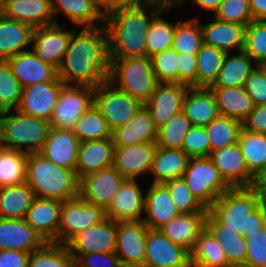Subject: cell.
<instances>
[{"label":"cell","mask_w":266,"mask_h":267,"mask_svg":"<svg viewBox=\"0 0 266 267\" xmlns=\"http://www.w3.org/2000/svg\"><path fill=\"white\" fill-rule=\"evenodd\" d=\"M57 76L66 85L74 83L92 88L108 80L109 56L104 25L82 27L78 34L75 30L72 32Z\"/></svg>","instance_id":"obj_1"},{"label":"cell","mask_w":266,"mask_h":267,"mask_svg":"<svg viewBox=\"0 0 266 267\" xmlns=\"http://www.w3.org/2000/svg\"><path fill=\"white\" fill-rule=\"evenodd\" d=\"M161 10L151 4L138 8L117 9L105 14L104 26L107 32L109 59L147 56V32L152 19Z\"/></svg>","instance_id":"obj_2"},{"label":"cell","mask_w":266,"mask_h":267,"mask_svg":"<svg viewBox=\"0 0 266 267\" xmlns=\"http://www.w3.org/2000/svg\"><path fill=\"white\" fill-rule=\"evenodd\" d=\"M208 211L240 236L254 232L266 224V203L250 187H231L221 194Z\"/></svg>","instance_id":"obj_3"},{"label":"cell","mask_w":266,"mask_h":267,"mask_svg":"<svg viewBox=\"0 0 266 267\" xmlns=\"http://www.w3.org/2000/svg\"><path fill=\"white\" fill-rule=\"evenodd\" d=\"M25 182L38 198L66 201L79 196L75 172L52 163L40 152L27 154Z\"/></svg>","instance_id":"obj_4"},{"label":"cell","mask_w":266,"mask_h":267,"mask_svg":"<svg viewBox=\"0 0 266 267\" xmlns=\"http://www.w3.org/2000/svg\"><path fill=\"white\" fill-rule=\"evenodd\" d=\"M2 142L5 149L25 154L39 152L51 128L49 121L11 110L0 112ZM26 147V149L24 148Z\"/></svg>","instance_id":"obj_5"},{"label":"cell","mask_w":266,"mask_h":267,"mask_svg":"<svg viewBox=\"0 0 266 267\" xmlns=\"http://www.w3.org/2000/svg\"><path fill=\"white\" fill-rule=\"evenodd\" d=\"M108 81L143 104L151 97L158 83L151 57L148 56L109 59Z\"/></svg>","instance_id":"obj_6"},{"label":"cell","mask_w":266,"mask_h":267,"mask_svg":"<svg viewBox=\"0 0 266 267\" xmlns=\"http://www.w3.org/2000/svg\"><path fill=\"white\" fill-rule=\"evenodd\" d=\"M183 179L196 199L208 210L231 187L209 157L189 158Z\"/></svg>","instance_id":"obj_7"},{"label":"cell","mask_w":266,"mask_h":267,"mask_svg":"<svg viewBox=\"0 0 266 267\" xmlns=\"http://www.w3.org/2000/svg\"><path fill=\"white\" fill-rule=\"evenodd\" d=\"M93 104L106 119L111 131L126 124L144 105L108 80L94 88Z\"/></svg>","instance_id":"obj_8"},{"label":"cell","mask_w":266,"mask_h":267,"mask_svg":"<svg viewBox=\"0 0 266 267\" xmlns=\"http://www.w3.org/2000/svg\"><path fill=\"white\" fill-rule=\"evenodd\" d=\"M106 219L103 207L89 204L80 196L62 201L58 243L66 245L75 235Z\"/></svg>","instance_id":"obj_9"},{"label":"cell","mask_w":266,"mask_h":267,"mask_svg":"<svg viewBox=\"0 0 266 267\" xmlns=\"http://www.w3.org/2000/svg\"><path fill=\"white\" fill-rule=\"evenodd\" d=\"M94 88L64 84L50 118L53 128L72 130L76 121L93 104Z\"/></svg>","instance_id":"obj_10"},{"label":"cell","mask_w":266,"mask_h":267,"mask_svg":"<svg viewBox=\"0 0 266 267\" xmlns=\"http://www.w3.org/2000/svg\"><path fill=\"white\" fill-rule=\"evenodd\" d=\"M118 222L106 218L100 224L80 231L66 245L73 261L85 253H111L116 250Z\"/></svg>","instance_id":"obj_11"},{"label":"cell","mask_w":266,"mask_h":267,"mask_svg":"<svg viewBox=\"0 0 266 267\" xmlns=\"http://www.w3.org/2000/svg\"><path fill=\"white\" fill-rule=\"evenodd\" d=\"M64 28L65 26L55 23L50 26L36 27L32 30L30 48L41 61L50 64L56 70L61 65L73 32L63 30Z\"/></svg>","instance_id":"obj_12"},{"label":"cell","mask_w":266,"mask_h":267,"mask_svg":"<svg viewBox=\"0 0 266 267\" xmlns=\"http://www.w3.org/2000/svg\"><path fill=\"white\" fill-rule=\"evenodd\" d=\"M150 267H191L190 253L172 242L160 230L148 229L145 260Z\"/></svg>","instance_id":"obj_13"},{"label":"cell","mask_w":266,"mask_h":267,"mask_svg":"<svg viewBox=\"0 0 266 267\" xmlns=\"http://www.w3.org/2000/svg\"><path fill=\"white\" fill-rule=\"evenodd\" d=\"M124 179L113 166L87 174L79 180V196L106 209Z\"/></svg>","instance_id":"obj_14"},{"label":"cell","mask_w":266,"mask_h":267,"mask_svg":"<svg viewBox=\"0 0 266 267\" xmlns=\"http://www.w3.org/2000/svg\"><path fill=\"white\" fill-rule=\"evenodd\" d=\"M187 90L188 86L180 83H157L151 97L144 103L157 129L182 112Z\"/></svg>","instance_id":"obj_15"},{"label":"cell","mask_w":266,"mask_h":267,"mask_svg":"<svg viewBox=\"0 0 266 267\" xmlns=\"http://www.w3.org/2000/svg\"><path fill=\"white\" fill-rule=\"evenodd\" d=\"M63 85L62 81H46L23 87L17 110L50 121Z\"/></svg>","instance_id":"obj_16"},{"label":"cell","mask_w":266,"mask_h":267,"mask_svg":"<svg viewBox=\"0 0 266 267\" xmlns=\"http://www.w3.org/2000/svg\"><path fill=\"white\" fill-rule=\"evenodd\" d=\"M136 181L137 179H124L105 209L106 218L117 222L143 220L145 195Z\"/></svg>","instance_id":"obj_17"},{"label":"cell","mask_w":266,"mask_h":267,"mask_svg":"<svg viewBox=\"0 0 266 267\" xmlns=\"http://www.w3.org/2000/svg\"><path fill=\"white\" fill-rule=\"evenodd\" d=\"M114 147L113 167L125 179H136L143 173H150L154 153L157 148L155 142Z\"/></svg>","instance_id":"obj_18"},{"label":"cell","mask_w":266,"mask_h":267,"mask_svg":"<svg viewBox=\"0 0 266 267\" xmlns=\"http://www.w3.org/2000/svg\"><path fill=\"white\" fill-rule=\"evenodd\" d=\"M230 187H250L254 176L248 171L238 142L215 150L209 156Z\"/></svg>","instance_id":"obj_19"},{"label":"cell","mask_w":266,"mask_h":267,"mask_svg":"<svg viewBox=\"0 0 266 267\" xmlns=\"http://www.w3.org/2000/svg\"><path fill=\"white\" fill-rule=\"evenodd\" d=\"M79 145L72 130L51 127L39 152L52 163L75 172Z\"/></svg>","instance_id":"obj_20"},{"label":"cell","mask_w":266,"mask_h":267,"mask_svg":"<svg viewBox=\"0 0 266 267\" xmlns=\"http://www.w3.org/2000/svg\"><path fill=\"white\" fill-rule=\"evenodd\" d=\"M62 201L35 197L25 220L46 242L58 243Z\"/></svg>","instance_id":"obj_21"},{"label":"cell","mask_w":266,"mask_h":267,"mask_svg":"<svg viewBox=\"0 0 266 267\" xmlns=\"http://www.w3.org/2000/svg\"><path fill=\"white\" fill-rule=\"evenodd\" d=\"M148 229L142 220L118 222L115 254L121 263H144Z\"/></svg>","instance_id":"obj_22"},{"label":"cell","mask_w":266,"mask_h":267,"mask_svg":"<svg viewBox=\"0 0 266 267\" xmlns=\"http://www.w3.org/2000/svg\"><path fill=\"white\" fill-rule=\"evenodd\" d=\"M46 241L25 219L0 218V250H18L31 253Z\"/></svg>","instance_id":"obj_23"},{"label":"cell","mask_w":266,"mask_h":267,"mask_svg":"<svg viewBox=\"0 0 266 267\" xmlns=\"http://www.w3.org/2000/svg\"><path fill=\"white\" fill-rule=\"evenodd\" d=\"M112 138L80 142L75 174L78 180L87 174L109 168L114 163Z\"/></svg>","instance_id":"obj_24"},{"label":"cell","mask_w":266,"mask_h":267,"mask_svg":"<svg viewBox=\"0 0 266 267\" xmlns=\"http://www.w3.org/2000/svg\"><path fill=\"white\" fill-rule=\"evenodd\" d=\"M0 13L32 28L55 24L52 0H5Z\"/></svg>","instance_id":"obj_25"},{"label":"cell","mask_w":266,"mask_h":267,"mask_svg":"<svg viewBox=\"0 0 266 267\" xmlns=\"http://www.w3.org/2000/svg\"><path fill=\"white\" fill-rule=\"evenodd\" d=\"M7 61L22 87L46 81H61L57 76V70L41 61L32 50L18 53Z\"/></svg>","instance_id":"obj_26"},{"label":"cell","mask_w":266,"mask_h":267,"mask_svg":"<svg viewBox=\"0 0 266 267\" xmlns=\"http://www.w3.org/2000/svg\"><path fill=\"white\" fill-rule=\"evenodd\" d=\"M143 222L152 230H159L180 213L164 183H152L145 195Z\"/></svg>","instance_id":"obj_27"},{"label":"cell","mask_w":266,"mask_h":267,"mask_svg":"<svg viewBox=\"0 0 266 267\" xmlns=\"http://www.w3.org/2000/svg\"><path fill=\"white\" fill-rule=\"evenodd\" d=\"M157 128L150 111L143 105L124 125L111 132L114 146L156 142Z\"/></svg>","instance_id":"obj_28"},{"label":"cell","mask_w":266,"mask_h":267,"mask_svg":"<svg viewBox=\"0 0 266 267\" xmlns=\"http://www.w3.org/2000/svg\"><path fill=\"white\" fill-rule=\"evenodd\" d=\"M246 26L214 19L213 22L201 24L203 43L214 46L226 53L244 48Z\"/></svg>","instance_id":"obj_29"},{"label":"cell","mask_w":266,"mask_h":267,"mask_svg":"<svg viewBox=\"0 0 266 267\" xmlns=\"http://www.w3.org/2000/svg\"><path fill=\"white\" fill-rule=\"evenodd\" d=\"M182 112L192 126H206L218 115L217 102L210 87H188Z\"/></svg>","instance_id":"obj_30"},{"label":"cell","mask_w":266,"mask_h":267,"mask_svg":"<svg viewBox=\"0 0 266 267\" xmlns=\"http://www.w3.org/2000/svg\"><path fill=\"white\" fill-rule=\"evenodd\" d=\"M206 214L181 213L159 230L190 253L194 249L199 233L205 228Z\"/></svg>","instance_id":"obj_31"},{"label":"cell","mask_w":266,"mask_h":267,"mask_svg":"<svg viewBox=\"0 0 266 267\" xmlns=\"http://www.w3.org/2000/svg\"><path fill=\"white\" fill-rule=\"evenodd\" d=\"M32 30L30 25L0 13V60L28 51L25 47L32 43Z\"/></svg>","instance_id":"obj_32"},{"label":"cell","mask_w":266,"mask_h":267,"mask_svg":"<svg viewBox=\"0 0 266 267\" xmlns=\"http://www.w3.org/2000/svg\"><path fill=\"white\" fill-rule=\"evenodd\" d=\"M189 158L182 149L157 147L150 169L153 176L152 183H165L175 178H181Z\"/></svg>","instance_id":"obj_33"},{"label":"cell","mask_w":266,"mask_h":267,"mask_svg":"<svg viewBox=\"0 0 266 267\" xmlns=\"http://www.w3.org/2000/svg\"><path fill=\"white\" fill-rule=\"evenodd\" d=\"M205 228L222 246L230 266L245 263L247 258L245 236H240L236 231L224 229V225L209 211L205 218Z\"/></svg>","instance_id":"obj_34"},{"label":"cell","mask_w":266,"mask_h":267,"mask_svg":"<svg viewBox=\"0 0 266 267\" xmlns=\"http://www.w3.org/2000/svg\"><path fill=\"white\" fill-rule=\"evenodd\" d=\"M60 11L70 19V23L78 26L104 25V14L92 0H52V12L56 24V15Z\"/></svg>","instance_id":"obj_35"},{"label":"cell","mask_w":266,"mask_h":267,"mask_svg":"<svg viewBox=\"0 0 266 267\" xmlns=\"http://www.w3.org/2000/svg\"><path fill=\"white\" fill-rule=\"evenodd\" d=\"M220 115L243 122L253 110V102L244 87H210Z\"/></svg>","instance_id":"obj_36"},{"label":"cell","mask_w":266,"mask_h":267,"mask_svg":"<svg viewBox=\"0 0 266 267\" xmlns=\"http://www.w3.org/2000/svg\"><path fill=\"white\" fill-rule=\"evenodd\" d=\"M35 198L28 184L0 188V218L25 219L27 211Z\"/></svg>","instance_id":"obj_37"},{"label":"cell","mask_w":266,"mask_h":267,"mask_svg":"<svg viewBox=\"0 0 266 267\" xmlns=\"http://www.w3.org/2000/svg\"><path fill=\"white\" fill-rule=\"evenodd\" d=\"M229 56L226 54L220 72L210 87H244L246 78L255 66L247 53L242 50Z\"/></svg>","instance_id":"obj_38"},{"label":"cell","mask_w":266,"mask_h":267,"mask_svg":"<svg viewBox=\"0 0 266 267\" xmlns=\"http://www.w3.org/2000/svg\"><path fill=\"white\" fill-rule=\"evenodd\" d=\"M191 267H231L224 250L213 235L204 228L190 252Z\"/></svg>","instance_id":"obj_39"},{"label":"cell","mask_w":266,"mask_h":267,"mask_svg":"<svg viewBox=\"0 0 266 267\" xmlns=\"http://www.w3.org/2000/svg\"><path fill=\"white\" fill-rule=\"evenodd\" d=\"M238 145L248 171L254 176L266 165V134L241 128Z\"/></svg>","instance_id":"obj_40"},{"label":"cell","mask_w":266,"mask_h":267,"mask_svg":"<svg viewBox=\"0 0 266 267\" xmlns=\"http://www.w3.org/2000/svg\"><path fill=\"white\" fill-rule=\"evenodd\" d=\"M204 127L209 138L211 154L215 150L237 143L242 123L219 114Z\"/></svg>","instance_id":"obj_41"},{"label":"cell","mask_w":266,"mask_h":267,"mask_svg":"<svg viewBox=\"0 0 266 267\" xmlns=\"http://www.w3.org/2000/svg\"><path fill=\"white\" fill-rule=\"evenodd\" d=\"M226 52L202 44L197 55V87H210L218 77Z\"/></svg>","instance_id":"obj_42"},{"label":"cell","mask_w":266,"mask_h":267,"mask_svg":"<svg viewBox=\"0 0 266 267\" xmlns=\"http://www.w3.org/2000/svg\"><path fill=\"white\" fill-rule=\"evenodd\" d=\"M72 131L80 142L111 138L112 132L94 104L76 121Z\"/></svg>","instance_id":"obj_43"},{"label":"cell","mask_w":266,"mask_h":267,"mask_svg":"<svg viewBox=\"0 0 266 267\" xmlns=\"http://www.w3.org/2000/svg\"><path fill=\"white\" fill-rule=\"evenodd\" d=\"M27 154L11 149L0 150V188L26 181Z\"/></svg>","instance_id":"obj_44"},{"label":"cell","mask_w":266,"mask_h":267,"mask_svg":"<svg viewBox=\"0 0 266 267\" xmlns=\"http://www.w3.org/2000/svg\"><path fill=\"white\" fill-rule=\"evenodd\" d=\"M27 267H74V265L67 245L46 242L41 248L30 253Z\"/></svg>","instance_id":"obj_45"},{"label":"cell","mask_w":266,"mask_h":267,"mask_svg":"<svg viewBox=\"0 0 266 267\" xmlns=\"http://www.w3.org/2000/svg\"><path fill=\"white\" fill-rule=\"evenodd\" d=\"M199 18H191L188 21L179 20L175 24V34L171 48L178 54H196L203 44L201 24Z\"/></svg>","instance_id":"obj_46"},{"label":"cell","mask_w":266,"mask_h":267,"mask_svg":"<svg viewBox=\"0 0 266 267\" xmlns=\"http://www.w3.org/2000/svg\"><path fill=\"white\" fill-rule=\"evenodd\" d=\"M167 10H161L153 19L146 36L147 56L151 57L156 53L171 48L175 24L167 22L162 15Z\"/></svg>","instance_id":"obj_47"},{"label":"cell","mask_w":266,"mask_h":267,"mask_svg":"<svg viewBox=\"0 0 266 267\" xmlns=\"http://www.w3.org/2000/svg\"><path fill=\"white\" fill-rule=\"evenodd\" d=\"M192 124L183 112L174 115L157 129L156 145L160 148L181 149L184 137Z\"/></svg>","instance_id":"obj_48"},{"label":"cell","mask_w":266,"mask_h":267,"mask_svg":"<svg viewBox=\"0 0 266 267\" xmlns=\"http://www.w3.org/2000/svg\"><path fill=\"white\" fill-rule=\"evenodd\" d=\"M22 88L12 73L9 62L0 60V112L18 108Z\"/></svg>","instance_id":"obj_49"},{"label":"cell","mask_w":266,"mask_h":267,"mask_svg":"<svg viewBox=\"0 0 266 267\" xmlns=\"http://www.w3.org/2000/svg\"><path fill=\"white\" fill-rule=\"evenodd\" d=\"M243 50L256 65L266 61V20H253L246 26Z\"/></svg>","instance_id":"obj_50"},{"label":"cell","mask_w":266,"mask_h":267,"mask_svg":"<svg viewBox=\"0 0 266 267\" xmlns=\"http://www.w3.org/2000/svg\"><path fill=\"white\" fill-rule=\"evenodd\" d=\"M164 184L167 186L172 201L180 214L208 212V210L191 193V190L187 186L183 177L169 180Z\"/></svg>","instance_id":"obj_51"},{"label":"cell","mask_w":266,"mask_h":267,"mask_svg":"<svg viewBox=\"0 0 266 267\" xmlns=\"http://www.w3.org/2000/svg\"><path fill=\"white\" fill-rule=\"evenodd\" d=\"M157 82L178 83V53L172 48L151 56Z\"/></svg>","instance_id":"obj_52"},{"label":"cell","mask_w":266,"mask_h":267,"mask_svg":"<svg viewBox=\"0 0 266 267\" xmlns=\"http://www.w3.org/2000/svg\"><path fill=\"white\" fill-rule=\"evenodd\" d=\"M213 18L247 26L253 21L249 0H222Z\"/></svg>","instance_id":"obj_53"},{"label":"cell","mask_w":266,"mask_h":267,"mask_svg":"<svg viewBox=\"0 0 266 267\" xmlns=\"http://www.w3.org/2000/svg\"><path fill=\"white\" fill-rule=\"evenodd\" d=\"M247 258L245 263L254 267H266V224L245 235Z\"/></svg>","instance_id":"obj_54"},{"label":"cell","mask_w":266,"mask_h":267,"mask_svg":"<svg viewBox=\"0 0 266 267\" xmlns=\"http://www.w3.org/2000/svg\"><path fill=\"white\" fill-rule=\"evenodd\" d=\"M181 149L190 157H209L210 143L205 127L192 126L186 133Z\"/></svg>","instance_id":"obj_55"},{"label":"cell","mask_w":266,"mask_h":267,"mask_svg":"<svg viewBox=\"0 0 266 267\" xmlns=\"http://www.w3.org/2000/svg\"><path fill=\"white\" fill-rule=\"evenodd\" d=\"M244 88L254 106L266 104V77L258 65L246 78Z\"/></svg>","instance_id":"obj_56"},{"label":"cell","mask_w":266,"mask_h":267,"mask_svg":"<svg viewBox=\"0 0 266 267\" xmlns=\"http://www.w3.org/2000/svg\"><path fill=\"white\" fill-rule=\"evenodd\" d=\"M74 267H120L121 262L115 252L80 254L74 261Z\"/></svg>","instance_id":"obj_57"},{"label":"cell","mask_w":266,"mask_h":267,"mask_svg":"<svg viewBox=\"0 0 266 267\" xmlns=\"http://www.w3.org/2000/svg\"><path fill=\"white\" fill-rule=\"evenodd\" d=\"M178 83L188 87H197V55L184 53L178 54Z\"/></svg>","instance_id":"obj_58"},{"label":"cell","mask_w":266,"mask_h":267,"mask_svg":"<svg viewBox=\"0 0 266 267\" xmlns=\"http://www.w3.org/2000/svg\"><path fill=\"white\" fill-rule=\"evenodd\" d=\"M242 128L251 132L266 134V104L254 106L242 122Z\"/></svg>","instance_id":"obj_59"},{"label":"cell","mask_w":266,"mask_h":267,"mask_svg":"<svg viewBox=\"0 0 266 267\" xmlns=\"http://www.w3.org/2000/svg\"><path fill=\"white\" fill-rule=\"evenodd\" d=\"M29 256V252L0 250V267H27Z\"/></svg>","instance_id":"obj_60"},{"label":"cell","mask_w":266,"mask_h":267,"mask_svg":"<svg viewBox=\"0 0 266 267\" xmlns=\"http://www.w3.org/2000/svg\"><path fill=\"white\" fill-rule=\"evenodd\" d=\"M251 187L262 197L263 203H266V165L254 175Z\"/></svg>","instance_id":"obj_61"},{"label":"cell","mask_w":266,"mask_h":267,"mask_svg":"<svg viewBox=\"0 0 266 267\" xmlns=\"http://www.w3.org/2000/svg\"><path fill=\"white\" fill-rule=\"evenodd\" d=\"M151 4V0H112V11L122 8H138Z\"/></svg>","instance_id":"obj_62"},{"label":"cell","mask_w":266,"mask_h":267,"mask_svg":"<svg viewBox=\"0 0 266 267\" xmlns=\"http://www.w3.org/2000/svg\"><path fill=\"white\" fill-rule=\"evenodd\" d=\"M253 20H266V0H249Z\"/></svg>","instance_id":"obj_63"},{"label":"cell","mask_w":266,"mask_h":267,"mask_svg":"<svg viewBox=\"0 0 266 267\" xmlns=\"http://www.w3.org/2000/svg\"><path fill=\"white\" fill-rule=\"evenodd\" d=\"M184 0H151L152 5L160 8L162 10H170L174 7H179L182 5Z\"/></svg>","instance_id":"obj_64"},{"label":"cell","mask_w":266,"mask_h":267,"mask_svg":"<svg viewBox=\"0 0 266 267\" xmlns=\"http://www.w3.org/2000/svg\"><path fill=\"white\" fill-rule=\"evenodd\" d=\"M195 4H197L198 7H201L203 10L212 11L214 14L219 4L222 0H192Z\"/></svg>","instance_id":"obj_65"},{"label":"cell","mask_w":266,"mask_h":267,"mask_svg":"<svg viewBox=\"0 0 266 267\" xmlns=\"http://www.w3.org/2000/svg\"><path fill=\"white\" fill-rule=\"evenodd\" d=\"M103 14L112 12V0H92ZM103 9V10H102Z\"/></svg>","instance_id":"obj_66"},{"label":"cell","mask_w":266,"mask_h":267,"mask_svg":"<svg viewBox=\"0 0 266 267\" xmlns=\"http://www.w3.org/2000/svg\"><path fill=\"white\" fill-rule=\"evenodd\" d=\"M120 267H150L146 263H121Z\"/></svg>","instance_id":"obj_67"},{"label":"cell","mask_w":266,"mask_h":267,"mask_svg":"<svg viewBox=\"0 0 266 267\" xmlns=\"http://www.w3.org/2000/svg\"><path fill=\"white\" fill-rule=\"evenodd\" d=\"M258 66L262 69V71L266 77V61L258 64Z\"/></svg>","instance_id":"obj_68"},{"label":"cell","mask_w":266,"mask_h":267,"mask_svg":"<svg viewBox=\"0 0 266 267\" xmlns=\"http://www.w3.org/2000/svg\"><path fill=\"white\" fill-rule=\"evenodd\" d=\"M3 142H2V126H1V123H0V150L3 149Z\"/></svg>","instance_id":"obj_69"},{"label":"cell","mask_w":266,"mask_h":267,"mask_svg":"<svg viewBox=\"0 0 266 267\" xmlns=\"http://www.w3.org/2000/svg\"><path fill=\"white\" fill-rule=\"evenodd\" d=\"M231 267H254V266H251V265H248L246 263H241V264H236V265H233Z\"/></svg>","instance_id":"obj_70"},{"label":"cell","mask_w":266,"mask_h":267,"mask_svg":"<svg viewBox=\"0 0 266 267\" xmlns=\"http://www.w3.org/2000/svg\"><path fill=\"white\" fill-rule=\"evenodd\" d=\"M5 0H0V8L3 6Z\"/></svg>","instance_id":"obj_71"}]
</instances>
